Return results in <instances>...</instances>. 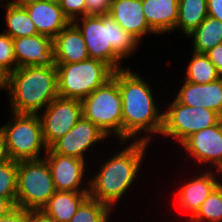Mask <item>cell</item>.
<instances>
[{"mask_svg": "<svg viewBox=\"0 0 222 222\" xmlns=\"http://www.w3.org/2000/svg\"><path fill=\"white\" fill-rule=\"evenodd\" d=\"M72 23L82 33L89 57L103 61L114 71L124 69L120 67L119 61L131 56L140 43L116 23L110 14L86 15Z\"/></svg>", "mask_w": 222, "mask_h": 222, "instance_id": "3", "label": "cell"}, {"mask_svg": "<svg viewBox=\"0 0 222 222\" xmlns=\"http://www.w3.org/2000/svg\"><path fill=\"white\" fill-rule=\"evenodd\" d=\"M55 192L52 174L44 158L18 161L16 207L42 210Z\"/></svg>", "mask_w": 222, "mask_h": 222, "instance_id": "8", "label": "cell"}, {"mask_svg": "<svg viewBox=\"0 0 222 222\" xmlns=\"http://www.w3.org/2000/svg\"><path fill=\"white\" fill-rule=\"evenodd\" d=\"M208 16L207 0H179L175 29L189 35Z\"/></svg>", "mask_w": 222, "mask_h": 222, "instance_id": "23", "label": "cell"}, {"mask_svg": "<svg viewBox=\"0 0 222 222\" xmlns=\"http://www.w3.org/2000/svg\"><path fill=\"white\" fill-rule=\"evenodd\" d=\"M16 68L13 39L6 33H0V69L9 75Z\"/></svg>", "mask_w": 222, "mask_h": 222, "instance_id": "29", "label": "cell"}, {"mask_svg": "<svg viewBox=\"0 0 222 222\" xmlns=\"http://www.w3.org/2000/svg\"><path fill=\"white\" fill-rule=\"evenodd\" d=\"M114 0H85L86 15L100 16L109 14L111 4Z\"/></svg>", "mask_w": 222, "mask_h": 222, "instance_id": "31", "label": "cell"}, {"mask_svg": "<svg viewBox=\"0 0 222 222\" xmlns=\"http://www.w3.org/2000/svg\"><path fill=\"white\" fill-rule=\"evenodd\" d=\"M186 152L200 163H212L222 169V119L214 126L191 134L182 143Z\"/></svg>", "mask_w": 222, "mask_h": 222, "instance_id": "13", "label": "cell"}, {"mask_svg": "<svg viewBox=\"0 0 222 222\" xmlns=\"http://www.w3.org/2000/svg\"><path fill=\"white\" fill-rule=\"evenodd\" d=\"M38 30V34L54 39L71 22L58 2L31 0L23 4Z\"/></svg>", "mask_w": 222, "mask_h": 222, "instance_id": "14", "label": "cell"}, {"mask_svg": "<svg viewBox=\"0 0 222 222\" xmlns=\"http://www.w3.org/2000/svg\"><path fill=\"white\" fill-rule=\"evenodd\" d=\"M111 210L106 204L88 196L69 222H109Z\"/></svg>", "mask_w": 222, "mask_h": 222, "instance_id": "27", "label": "cell"}, {"mask_svg": "<svg viewBox=\"0 0 222 222\" xmlns=\"http://www.w3.org/2000/svg\"><path fill=\"white\" fill-rule=\"evenodd\" d=\"M15 206L8 200L0 198V218L7 215Z\"/></svg>", "mask_w": 222, "mask_h": 222, "instance_id": "36", "label": "cell"}, {"mask_svg": "<svg viewBox=\"0 0 222 222\" xmlns=\"http://www.w3.org/2000/svg\"><path fill=\"white\" fill-rule=\"evenodd\" d=\"M222 222V183H219L198 211L186 222Z\"/></svg>", "mask_w": 222, "mask_h": 222, "instance_id": "26", "label": "cell"}, {"mask_svg": "<svg viewBox=\"0 0 222 222\" xmlns=\"http://www.w3.org/2000/svg\"><path fill=\"white\" fill-rule=\"evenodd\" d=\"M6 91L9 92L11 112L39 114L58 97L56 65L51 63L16 68L7 75Z\"/></svg>", "mask_w": 222, "mask_h": 222, "instance_id": "2", "label": "cell"}, {"mask_svg": "<svg viewBox=\"0 0 222 222\" xmlns=\"http://www.w3.org/2000/svg\"><path fill=\"white\" fill-rule=\"evenodd\" d=\"M178 5L179 0H142L146 21L155 34L175 30Z\"/></svg>", "mask_w": 222, "mask_h": 222, "instance_id": "20", "label": "cell"}, {"mask_svg": "<svg viewBox=\"0 0 222 222\" xmlns=\"http://www.w3.org/2000/svg\"><path fill=\"white\" fill-rule=\"evenodd\" d=\"M206 55L209 60L214 64L218 73L222 76V43L216 45L214 48L209 50Z\"/></svg>", "mask_w": 222, "mask_h": 222, "instance_id": "33", "label": "cell"}, {"mask_svg": "<svg viewBox=\"0 0 222 222\" xmlns=\"http://www.w3.org/2000/svg\"><path fill=\"white\" fill-rule=\"evenodd\" d=\"M44 153L56 191L89 192V181L88 186L80 187L86 171L85 160L54 153L50 148Z\"/></svg>", "mask_w": 222, "mask_h": 222, "instance_id": "12", "label": "cell"}, {"mask_svg": "<svg viewBox=\"0 0 222 222\" xmlns=\"http://www.w3.org/2000/svg\"><path fill=\"white\" fill-rule=\"evenodd\" d=\"M109 14L116 23L139 42L146 34H155L146 21L142 0H114Z\"/></svg>", "mask_w": 222, "mask_h": 222, "instance_id": "17", "label": "cell"}, {"mask_svg": "<svg viewBox=\"0 0 222 222\" xmlns=\"http://www.w3.org/2000/svg\"><path fill=\"white\" fill-rule=\"evenodd\" d=\"M17 68L48 65L53 60V39L42 34L13 39Z\"/></svg>", "mask_w": 222, "mask_h": 222, "instance_id": "15", "label": "cell"}, {"mask_svg": "<svg viewBox=\"0 0 222 222\" xmlns=\"http://www.w3.org/2000/svg\"><path fill=\"white\" fill-rule=\"evenodd\" d=\"M57 68L58 96L82 100L113 76L114 70L98 59L55 64Z\"/></svg>", "mask_w": 222, "mask_h": 222, "instance_id": "5", "label": "cell"}, {"mask_svg": "<svg viewBox=\"0 0 222 222\" xmlns=\"http://www.w3.org/2000/svg\"><path fill=\"white\" fill-rule=\"evenodd\" d=\"M7 75L0 69V90H6Z\"/></svg>", "mask_w": 222, "mask_h": 222, "instance_id": "38", "label": "cell"}, {"mask_svg": "<svg viewBox=\"0 0 222 222\" xmlns=\"http://www.w3.org/2000/svg\"><path fill=\"white\" fill-rule=\"evenodd\" d=\"M130 69L116 70L112 76L117 81L122 96L123 142L137 138L138 141L149 143V134L162 132L163 112H159L156 107L149 83ZM142 131L147 135L136 137Z\"/></svg>", "mask_w": 222, "mask_h": 222, "instance_id": "1", "label": "cell"}, {"mask_svg": "<svg viewBox=\"0 0 222 222\" xmlns=\"http://www.w3.org/2000/svg\"><path fill=\"white\" fill-rule=\"evenodd\" d=\"M28 210L15 207L7 215L0 218V222H27Z\"/></svg>", "mask_w": 222, "mask_h": 222, "instance_id": "32", "label": "cell"}, {"mask_svg": "<svg viewBox=\"0 0 222 222\" xmlns=\"http://www.w3.org/2000/svg\"><path fill=\"white\" fill-rule=\"evenodd\" d=\"M31 0H11V1H8L6 4H9V5H23L27 2H30Z\"/></svg>", "mask_w": 222, "mask_h": 222, "instance_id": "39", "label": "cell"}, {"mask_svg": "<svg viewBox=\"0 0 222 222\" xmlns=\"http://www.w3.org/2000/svg\"><path fill=\"white\" fill-rule=\"evenodd\" d=\"M5 22L7 29L4 31L12 39L38 34L27 9L23 5L6 4Z\"/></svg>", "mask_w": 222, "mask_h": 222, "instance_id": "24", "label": "cell"}, {"mask_svg": "<svg viewBox=\"0 0 222 222\" xmlns=\"http://www.w3.org/2000/svg\"><path fill=\"white\" fill-rule=\"evenodd\" d=\"M188 37L193 39V52L206 54L216 45L222 43V22L207 16Z\"/></svg>", "mask_w": 222, "mask_h": 222, "instance_id": "22", "label": "cell"}, {"mask_svg": "<svg viewBox=\"0 0 222 222\" xmlns=\"http://www.w3.org/2000/svg\"><path fill=\"white\" fill-rule=\"evenodd\" d=\"M89 58L83 35L72 22L53 39L54 64L77 63Z\"/></svg>", "mask_w": 222, "mask_h": 222, "instance_id": "18", "label": "cell"}, {"mask_svg": "<svg viewBox=\"0 0 222 222\" xmlns=\"http://www.w3.org/2000/svg\"><path fill=\"white\" fill-rule=\"evenodd\" d=\"M13 122L0 127L11 160H39L40 151L48 149L42 136L39 114H11Z\"/></svg>", "mask_w": 222, "mask_h": 222, "instance_id": "7", "label": "cell"}, {"mask_svg": "<svg viewBox=\"0 0 222 222\" xmlns=\"http://www.w3.org/2000/svg\"><path fill=\"white\" fill-rule=\"evenodd\" d=\"M149 143L133 140L129 146L105 162L89 180V197L111 209L137 178Z\"/></svg>", "mask_w": 222, "mask_h": 222, "instance_id": "4", "label": "cell"}, {"mask_svg": "<svg viewBox=\"0 0 222 222\" xmlns=\"http://www.w3.org/2000/svg\"><path fill=\"white\" fill-rule=\"evenodd\" d=\"M43 1L58 2L59 0H43Z\"/></svg>", "mask_w": 222, "mask_h": 222, "instance_id": "40", "label": "cell"}, {"mask_svg": "<svg viewBox=\"0 0 222 222\" xmlns=\"http://www.w3.org/2000/svg\"><path fill=\"white\" fill-rule=\"evenodd\" d=\"M10 160L3 135L0 133V165Z\"/></svg>", "mask_w": 222, "mask_h": 222, "instance_id": "37", "label": "cell"}, {"mask_svg": "<svg viewBox=\"0 0 222 222\" xmlns=\"http://www.w3.org/2000/svg\"><path fill=\"white\" fill-rule=\"evenodd\" d=\"M58 3L70 22L80 18V16H86L85 0H59Z\"/></svg>", "mask_w": 222, "mask_h": 222, "instance_id": "30", "label": "cell"}, {"mask_svg": "<svg viewBox=\"0 0 222 222\" xmlns=\"http://www.w3.org/2000/svg\"><path fill=\"white\" fill-rule=\"evenodd\" d=\"M192 56L187 66L185 81L206 84L222 77L206 54L193 52Z\"/></svg>", "mask_w": 222, "mask_h": 222, "instance_id": "25", "label": "cell"}, {"mask_svg": "<svg viewBox=\"0 0 222 222\" xmlns=\"http://www.w3.org/2000/svg\"><path fill=\"white\" fill-rule=\"evenodd\" d=\"M88 192L56 191L42 210L55 222H69Z\"/></svg>", "mask_w": 222, "mask_h": 222, "instance_id": "21", "label": "cell"}, {"mask_svg": "<svg viewBox=\"0 0 222 222\" xmlns=\"http://www.w3.org/2000/svg\"><path fill=\"white\" fill-rule=\"evenodd\" d=\"M83 116L82 103L78 99L56 97L39 115L42 136L49 148L56 140L63 137Z\"/></svg>", "mask_w": 222, "mask_h": 222, "instance_id": "10", "label": "cell"}, {"mask_svg": "<svg viewBox=\"0 0 222 222\" xmlns=\"http://www.w3.org/2000/svg\"><path fill=\"white\" fill-rule=\"evenodd\" d=\"M217 172V173H216ZM219 171L214 170L205 171L204 173L196 176L195 179L181 186L177 191L178 206L181 209L189 211L192 217L200 208L201 204L210 195L213 189L220 183L216 179Z\"/></svg>", "mask_w": 222, "mask_h": 222, "instance_id": "19", "label": "cell"}, {"mask_svg": "<svg viewBox=\"0 0 222 222\" xmlns=\"http://www.w3.org/2000/svg\"><path fill=\"white\" fill-rule=\"evenodd\" d=\"M175 99L185 106L215 111L222 117V77L206 84L184 81Z\"/></svg>", "mask_w": 222, "mask_h": 222, "instance_id": "16", "label": "cell"}, {"mask_svg": "<svg viewBox=\"0 0 222 222\" xmlns=\"http://www.w3.org/2000/svg\"><path fill=\"white\" fill-rule=\"evenodd\" d=\"M107 137L93 122L82 116L71 130L49 148L54 153L85 160V152Z\"/></svg>", "mask_w": 222, "mask_h": 222, "instance_id": "11", "label": "cell"}, {"mask_svg": "<svg viewBox=\"0 0 222 222\" xmlns=\"http://www.w3.org/2000/svg\"><path fill=\"white\" fill-rule=\"evenodd\" d=\"M222 117L204 107L185 106L174 99L163 112V129L160 135L172 137L182 143L191 134L216 125Z\"/></svg>", "mask_w": 222, "mask_h": 222, "instance_id": "9", "label": "cell"}, {"mask_svg": "<svg viewBox=\"0 0 222 222\" xmlns=\"http://www.w3.org/2000/svg\"><path fill=\"white\" fill-rule=\"evenodd\" d=\"M27 222H55L43 210H28Z\"/></svg>", "mask_w": 222, "mask_h": 222, "instance_id": "35", "label": "cell"}, {"mask_svg": "<svg viewBox=\"0 0 222 222\" xmlns=\"http://www.w3.org/2000/svg\"><path fill=\"white\" fill-rule=\"evenodd\" d=\"M208 16L222 22V0H207Z\"/></svg>", "mask_w": 222, "mask_h": 222, "instance_id": "34", "label": "cell"}, {"mask_svg": "<svg viewBox=\"0 0 222 222\" xmlns=\"http://www.w3.org/2000/svg\"><path fill=\"white\" fill-rule=\"evenodd\" d=\"M18 161L0 165V198L8 199L16 207Z\"/></svg>", "mask_w": 222, "mask_h": 222, "instance_id": "28", "label": "cell"}, {"mask_svg": "<svg viewBox=\"0 0 222 222\" xmlns=\"http://www.w3.org/2000/svg\"><path fill=\"white\" fill-rule=\"evenodd\" d=\"M81 103L85 119L93 122L107 136L113 133L123 142L122 96L113 77Z\"/></svg>", "mask_w": 222, "mask_h": 222, "instance_id": "6", "label": "cell"}]
</instances>
